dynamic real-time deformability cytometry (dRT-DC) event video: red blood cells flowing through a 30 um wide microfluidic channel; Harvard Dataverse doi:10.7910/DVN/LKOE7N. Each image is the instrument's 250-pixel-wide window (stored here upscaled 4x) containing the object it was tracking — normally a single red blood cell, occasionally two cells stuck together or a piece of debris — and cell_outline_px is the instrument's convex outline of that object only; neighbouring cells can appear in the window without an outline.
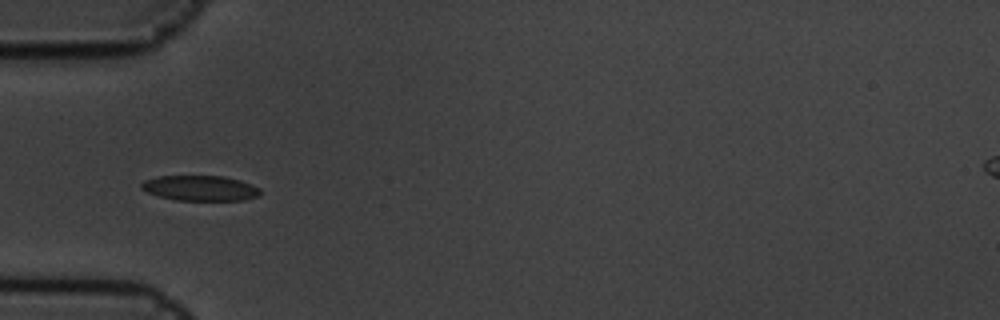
{"species": "common noctule bat (a hibernating species)", "species_latin": "Nyctalus noctula", "temperature_condition": "cold", "stored_images_in_passage": 7, "camera_frame_rate_fps": 3000, "um_per_image_px": 0.085, "animal": {"sex": "male", "body_mass_g": 19.5, "forearm_length_mm": 54.6}, "frame": {"image": 1, "passage_image": 6, "time_ms": 1.667, "image_size_px": [1000, 320], "cell_outline_px": [[260, 196], [244, 200], [176, 200], [160, 196], [148, 192], [140, 188], [140, 184], [144, 180], [160, 176], [224, 176], [240, 180], [252, 184], [260, 188]], "centroid_in_image_um": [17.04, 15.99], "position_along_channel_um": 68.0, "area_um2": 17.51}}
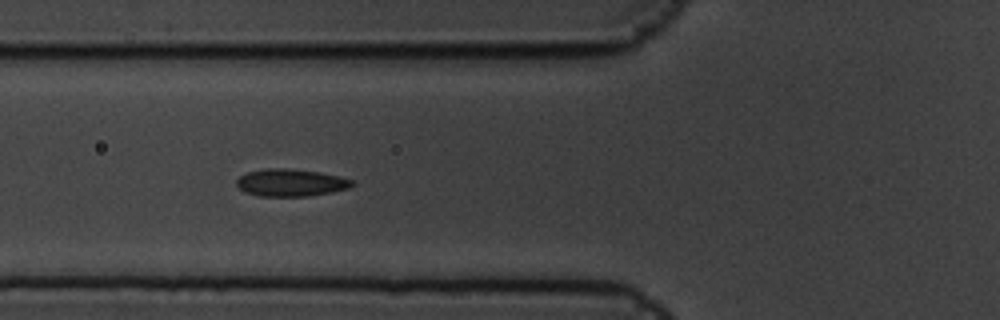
{"frame": {"image": 2, "passage_image": 7, "time_ms": 2.0, "image_size_px": [1000, 320], "cell_outline_px": [[356, 184], [348, 188], [332, 192], [308, 196], [260, 196], [244, 192], [236, 184], [236, 180], [244, 172], [264, 168], [284, 168], [320, 172], [356, 180]], "centroid_in_image_um": [24.72, 15.52], "position_along_channel_um": 101.1, "area_um2": 18.61}}